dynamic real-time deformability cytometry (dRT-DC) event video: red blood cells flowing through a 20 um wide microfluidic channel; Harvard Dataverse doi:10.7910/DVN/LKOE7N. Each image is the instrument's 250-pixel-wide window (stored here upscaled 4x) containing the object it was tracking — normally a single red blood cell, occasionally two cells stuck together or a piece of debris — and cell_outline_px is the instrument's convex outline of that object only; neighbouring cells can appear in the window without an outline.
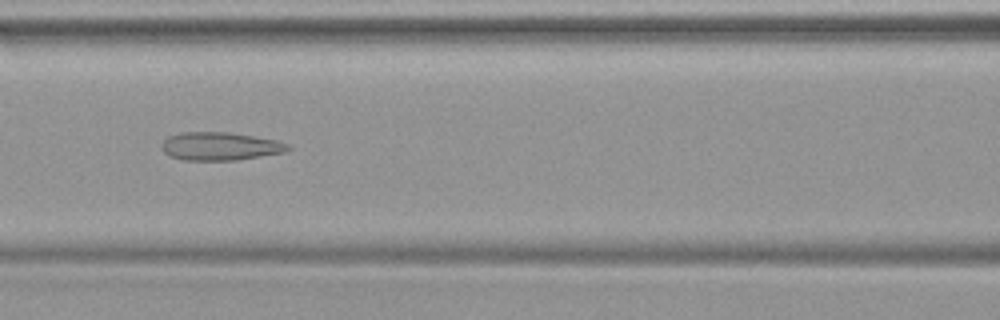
{"species": "common noctule bat (a hibernating species)", "species_latin": "Nyctalus noctula", "temperature_condition": "warm", "stored_images_in_passage": 33, "camera_frame_rate_fps": 3000, "um_per_image_px": 0.085, "animal": {"sex": "female", "body_mass_g": 19.9}, "frame": {"image": 1, "passage_image": 12, "time_ms": 3.667, "image_size_px": [1000, 320], "cell_outline_px": [[292, 148], [284, 152], [236, 160], [184, 160], [168, 156], [160, 148], [160, 144], [168, 136], [180, 132], [228, 132], [276, 140], [288, 144]], "centroid_in_image_um": [18.65, 12.43], "position_along_channel_um": 148.0, "area_um2": 20.75}}
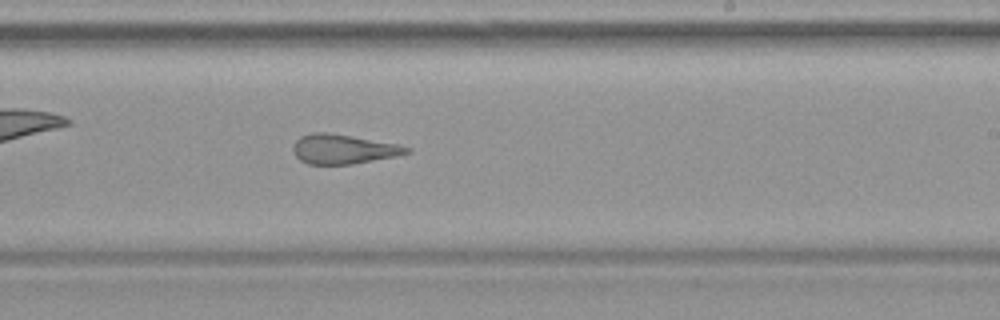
{"frame": {"image": 2, "passage_image": 20, "time_ms": 6.333, "image_size_px": [1000, 320], "cell_outline_px": [[412, 152], [396, 156], [352, 164], [308, 164], [300, 160], [292, 152], [292, 148], [296, 140], [300, 136], [312, 132], [328, 132], [400, 144], [412, 148]], "centroid_in_image_um": [29.19, 12.67], "position_along_channel_um": 259.8, "area_um2": 19.71}}
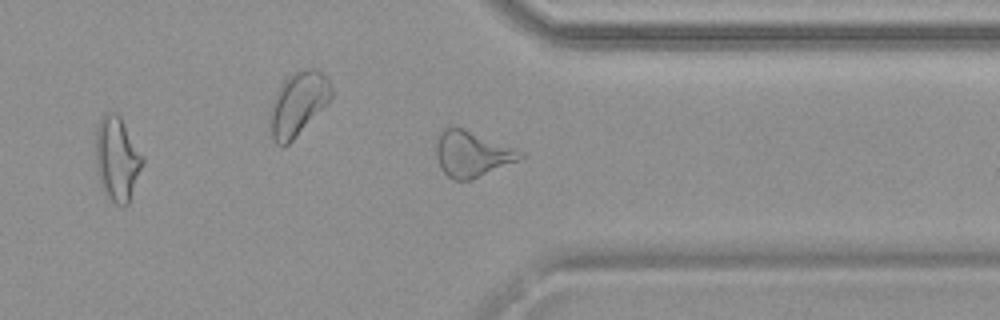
{"frame": {"image": 3, "passage_image": 28, "time_ms": 9.0, "image_size_px": [1000, 320], "cell_outline_px": [[524, 156], [516, 160], [472, 180], [456, 180], [448, 176], [440, 168], [436, 156], [436, 136], [444, 128], [464, 128], [516, 148], [524, 152]], "centroid_in_image_um": [40.08, 13.07], "position_along_channel_um": 371.3, "area_um2": 22.25}}